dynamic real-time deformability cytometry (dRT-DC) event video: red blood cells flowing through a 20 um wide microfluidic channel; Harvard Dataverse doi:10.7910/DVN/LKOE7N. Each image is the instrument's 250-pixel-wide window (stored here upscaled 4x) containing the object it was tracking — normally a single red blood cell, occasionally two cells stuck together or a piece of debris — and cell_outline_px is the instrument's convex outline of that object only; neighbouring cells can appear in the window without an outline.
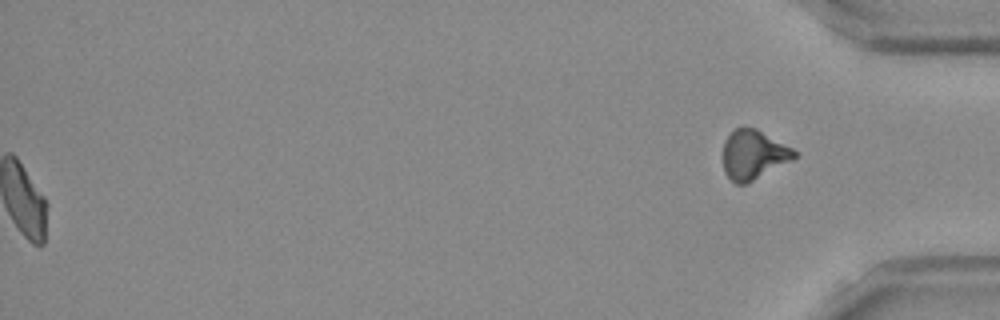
{"species": "Egyptian fruit bat (a non-hibernating species)", "species_latin": "Rousettus aegyptiacus", "temperature_condition": "room temperature", "stored_images_in_passage": 52, "segment_of_instrument_passage": [2, 2], "camera_frame_rate_fps": 3000, "um_per_image_px": 0.085, "frame": {"image": 1, "passage_image": 52, "time_ms": 17.0, "image_size_px": [1000, 320], "cell_outline_px": [[796, 156], [748, 184], [736, 184], [724, 172], [724, 140], [736, 128], [756, 128], [792, 148], [796, 152]], "centroid_in_image_um": [64.02, 13.16], "position_along_channel_um": 371.2, "area_um2": 20.0}}